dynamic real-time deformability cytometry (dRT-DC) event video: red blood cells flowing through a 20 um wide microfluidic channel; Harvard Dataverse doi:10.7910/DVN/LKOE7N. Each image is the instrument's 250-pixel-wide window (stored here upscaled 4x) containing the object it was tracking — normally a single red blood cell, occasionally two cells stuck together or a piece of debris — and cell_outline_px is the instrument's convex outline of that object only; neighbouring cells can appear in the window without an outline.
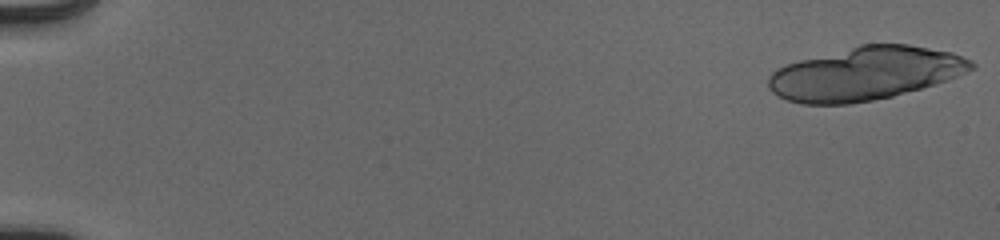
{"species": "human", "species_latin": "Homo sapiens", "temperature_condition": "cold", "stored_images_in_passage": 21, "camera_frame_rate_fps": 3000, "um_per_image_px": 0.085, "donor": {"sex": "male"}, "frame": {"image": 1, "passage_image": 1, "time_ms": 0.0, "image_size_px": [1000, 240], "cell_outline_px": [[976, 68], [956, 76], [920, 88], [892, 96], [872, 100], [848, 104], [804, 104], [788, 100], [772, 92], [768, 88], [768, 76], [776, 68], [800, 60], [860, 44], [908, 44], [952, 52], [972, 60], [976, 64]], "centroid_in_image_um": [73.54, 6.24], "position_along_channel_um": 11.5, "area_um2": 62.54}}